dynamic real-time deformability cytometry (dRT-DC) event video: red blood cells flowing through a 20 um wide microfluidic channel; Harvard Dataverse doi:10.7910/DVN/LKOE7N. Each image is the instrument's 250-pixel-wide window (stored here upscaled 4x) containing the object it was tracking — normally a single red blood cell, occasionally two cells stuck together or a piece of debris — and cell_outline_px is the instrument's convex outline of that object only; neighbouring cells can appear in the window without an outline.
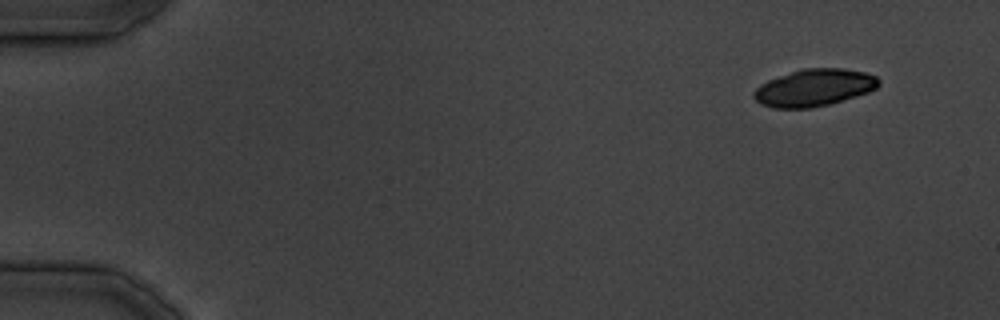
{"species": "common noctule bat (a hibernating species)", "species_latin": "Nyctalus noctula", "temperature_condition": "cold", "stored_images_in_passage": 23, "camera_frame_rate_fps": 3000, "um_per_image_px": 0.085, "animal": {"sex": "male", "body_mass_g": 19.5, "forearm_length_mm": 54.6}, "frame": {"image": 1, "passage_image": 1, "time_ms": 0.0, "image_size_px": [1000, 320], "cell_outline_px": [[880, 84], [876, 88], [868, 92], [856, 96], [828, 104], [812, 108], [772, 108], [760, 104], [752, 96], [752, 92], [760, 84], [768, 80], [804, 68], [844, 68], [864, 72], [876, 76], [880, 80]], "centroid_in_image_um": [69.19, 7.46], "position_along_channel_um": 15.8, "area_um2": 26.99}}